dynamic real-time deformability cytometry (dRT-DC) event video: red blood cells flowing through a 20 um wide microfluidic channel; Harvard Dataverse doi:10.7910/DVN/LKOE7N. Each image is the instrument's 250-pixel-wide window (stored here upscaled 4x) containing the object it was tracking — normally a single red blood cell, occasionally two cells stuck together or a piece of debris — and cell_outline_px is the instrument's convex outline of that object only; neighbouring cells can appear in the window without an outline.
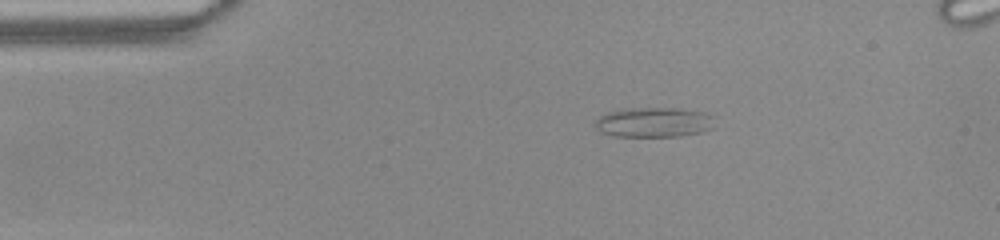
{"species": "common noctule bat (a hibernating species)", "species_latin": "Nyctalus noctula", "temperature_condition": "warm", "stored_images_in_passage": 49, "camera_frame_rate_fps": 3000, "um_per_image_px": 0.085, "animal": {"sex": "female", "body_mass_g": 22.0, "forearm_length_mm": 56.7}, "frame": {"image": 1, "passage_image": 8, "time_ms": 2.333, "image_size_px": [1000, 240], "cell_outline_px": [[712, 128], [700, 132], [680, 136], [612, 136], [600, 132], [596, 128], [596, 120], [600, 116], [608, 112], [624, 108], [680, 108], [704, 112], [712, 116]], "centroid_in_image_um": [55.55, 10.39], "position_along_channel_um": 29.5, "area_um2": 20.75}}
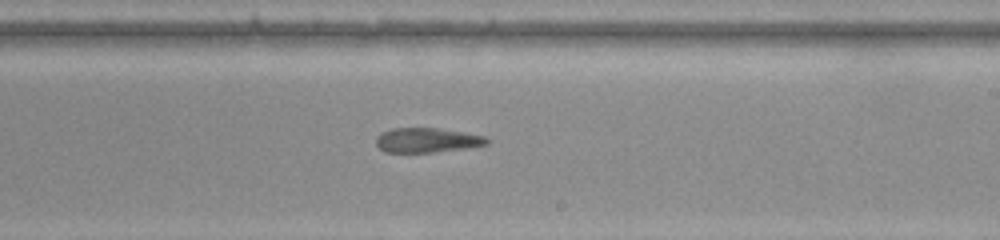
{"frame": {"image": 2, "passage_image": 29, "time_ms": 9.333, "image_size_px": [1000, 240], "cell_outline_px": [[488, 144], [464, 148], [432, 152], [384, 152], [376, 144], [376, 136], [392, 128], [436, 128], [484, 136], [488, 140]], "centroid_in_image_um": [36.25, 11.92], "position_along_channel_um": 252.8, "area_um2": 15.55}}
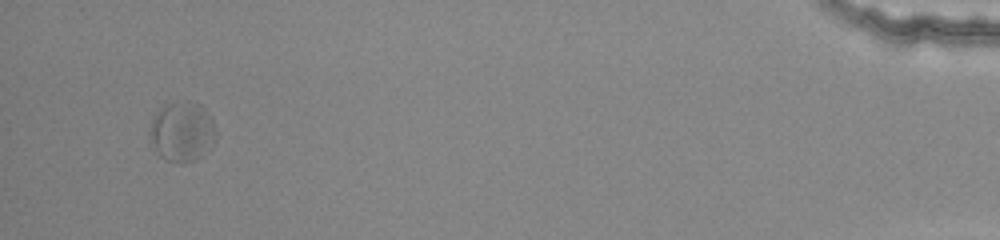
{"frame": {"image": 3, "passage_image": 48, "time_ms": 15.667, "image_size_px": [1000, 240], "cell_outline_px": [[216, 140], [196, 160], [184, 164], [180, 164], [168, 160], [160, 156], [148, 132], [152, 120], [160, 108], [164, 104], [184, 100], [188, 100], [200, 104], [204, 108], [212, 120], [216, 132]], "centroid_in_image_um": [15.49, 11.17], "position_along_channel_um": 419.7, "area_um2": 23.06}}